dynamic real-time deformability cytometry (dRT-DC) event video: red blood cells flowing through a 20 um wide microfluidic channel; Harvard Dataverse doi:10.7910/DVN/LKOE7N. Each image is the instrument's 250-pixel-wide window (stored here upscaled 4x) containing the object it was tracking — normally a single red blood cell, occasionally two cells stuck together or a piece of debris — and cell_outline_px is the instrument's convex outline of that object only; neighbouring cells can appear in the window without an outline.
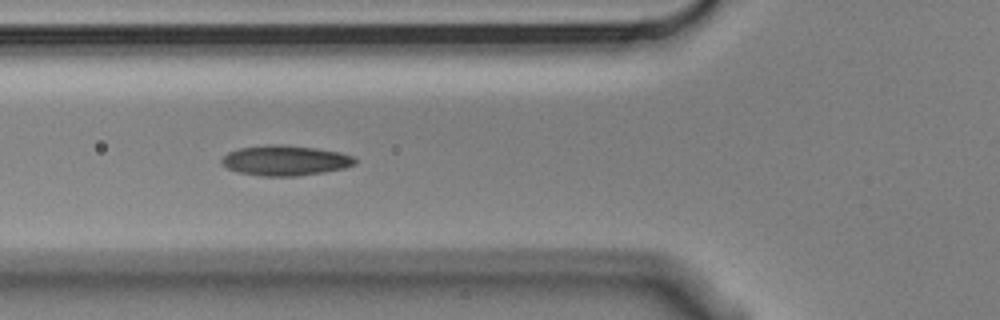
{"species": "Egyptian fruit bat (a non-hibernating species)", "species_latin": "Rousettus aegyptiacus", "temperature_condition": "cold", "stored_images_in_passage": 5, "camera_frame_rate_fps": 3000, "um_per_image_px": 0.085, "animal": {"sex": "male"}, "frame": {"image": 1, "passage_image": 3, "time_ms": 0.667, "image_size_px": [1000, 320], "cell_outline_px": [[356, 164], [344, 168], [324, 172], [296, 176], [260, 176], [240, 172], [228, 168], [220, 164], [220, 160], [228, 152], [240, 148], [272, 144], [284, 144], [316, 148], [340, 152], [352, 156], [356, 160]], "centroid_in_image_um": [24.24, 13.64], "position_along_channel_um": 101.6, "area_um2": 23.47}}
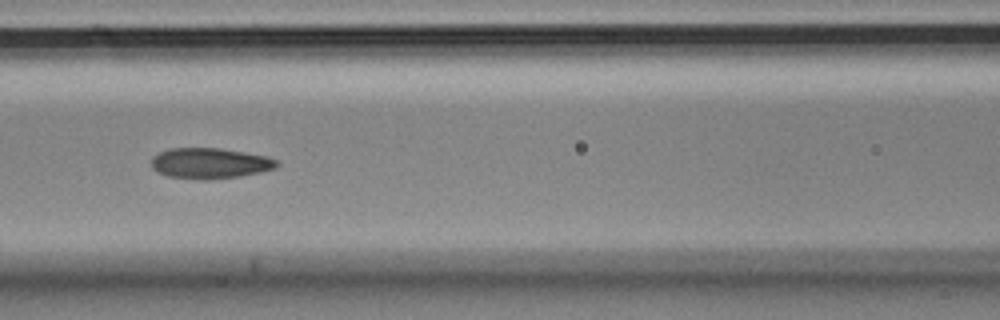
{"frame": {"image": 2, "passage_image": 4, "time_ms": 1.0, "image_size_px": [1000, 320], "cell_outline_px": [[280, 164], [276, 168], [260, 172], [240, 176], [204, 180], [200, 180], [168, 176], [156, 172], [152, 168], [152, 156], [168, 148], [220, 148], [244, 152], [264, 156], [276, 160]], "centroid_in_image_um": [17.81, 13.88], "position_along_channel_um": 148.8, "area_um2": 22.43}}
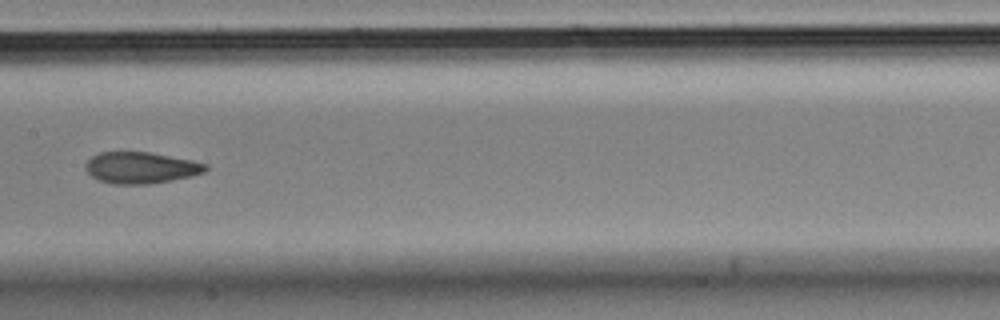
{"frame": {"image": 3, "passage_image": 5, "time_ms": 1.333, "image_size_px": [1000, 320], "cell_outline_px": [[208, 168], [204, 172], [192, 176], [172, 180], [148, 184], [112, 184], [100, 180], [92, 176], [84, 168], [84, 164], [92, 156], [100, 152], [148, 152], [192, 160], [208, 164]], "centroid_in_image_um": [11.97, 14.25], "position_along_channel_um": 195.4, "area_um2": 21.96}}